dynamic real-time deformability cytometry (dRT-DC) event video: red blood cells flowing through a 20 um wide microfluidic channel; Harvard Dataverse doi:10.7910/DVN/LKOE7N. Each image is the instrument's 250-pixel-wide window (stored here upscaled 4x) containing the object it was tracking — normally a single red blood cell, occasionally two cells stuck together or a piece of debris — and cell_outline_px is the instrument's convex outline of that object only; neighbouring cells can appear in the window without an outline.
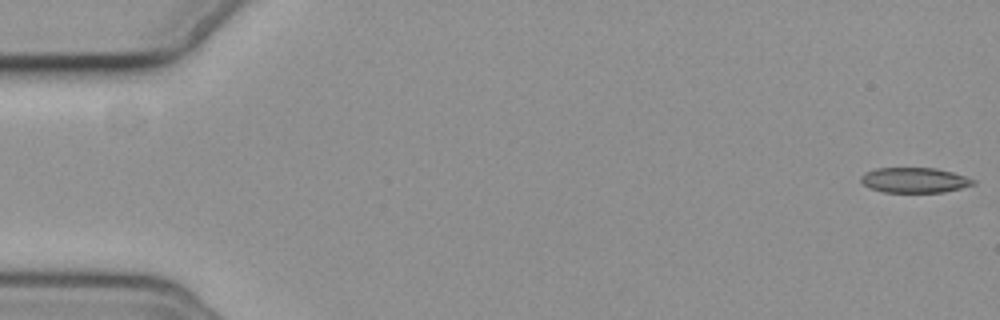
{"species": "common noctule bat (a hibernating species)", "species_latin": "Nyctalus noctula", "temperature_condition": "cold", "stored_images_in_passage": 6, "camera_frame_rate_fps": 3000, "um_per_image_px": 0.085, "animal": {"sex": "female", "body_mass_g": 19.3, "forearm_length_mm": 54.1}, "frame": {"image": 1, "passage_image": 1, "time_ms": 0.0, "image_size_px": [1000, 320], "cell_outline_px": [[976, 184], [944, 192], [884, 192], [868, 188], [860, 180], [860, 176], [864, 172], [876, 168], [936, 168], [952, 172], [976, 180]], "centroid_in_image_um": [77.71, 15.31], "position_along_channel_um": 7.3, "area_um2": 16.53}}
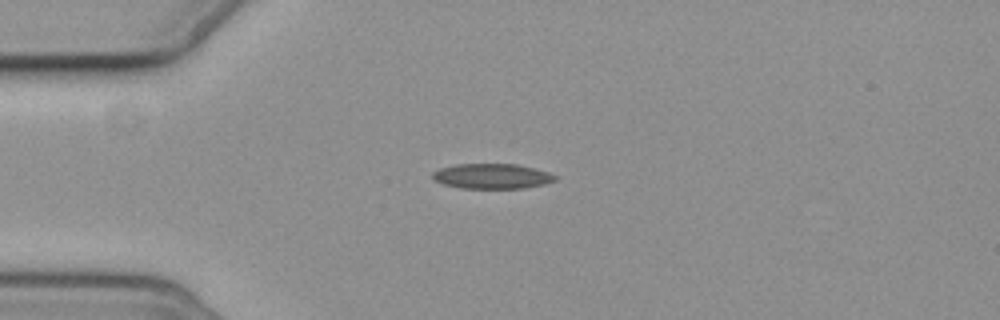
{"frame": {"image": 2, "passage_image": 5, "time_ms": 4.667, "image_size_px": [1000, 320], "cell_outline_px": [[556, 180], [544, 184], [524, 188], [460, 188], [444, 184], [436, 180], [432, 176], [432, 172], [440, 168], [456, 164], [516, 164], [548, 172], [556, 176]], "centroid_in_image_um": [41.81, 14.97], "position_along_channel_um": 43.2, "area_um2": 17.74}}